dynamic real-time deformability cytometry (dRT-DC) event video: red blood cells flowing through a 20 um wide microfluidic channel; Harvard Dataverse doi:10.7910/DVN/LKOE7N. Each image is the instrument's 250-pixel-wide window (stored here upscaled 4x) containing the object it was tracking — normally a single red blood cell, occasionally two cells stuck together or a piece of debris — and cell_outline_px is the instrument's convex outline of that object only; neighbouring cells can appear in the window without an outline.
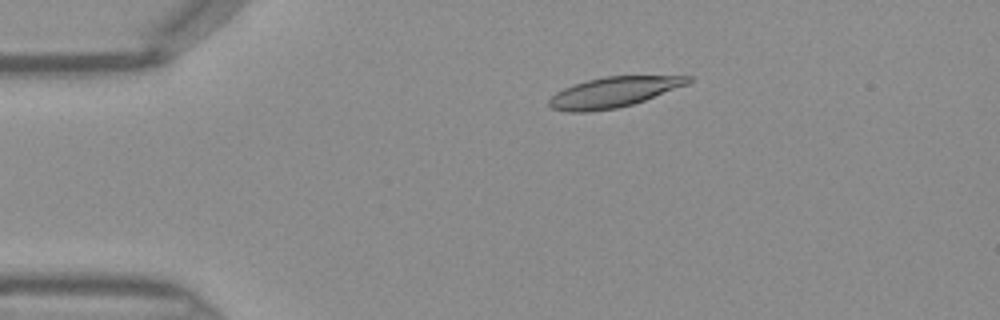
{"species": "Egyptian fruit bat (a non-hibernating species)", "species_latin": "Rousettus aegyptiacus", "temperature_condition": "warm", "stored_images_in_passage": 46, "camera_frame_rate_fps": 3000, "um_per_image_px": 0.085, "frame": {"image": 1, "passage_image": 9, "time_ms": 2.667, "image_size_px": [1000, 320], "cell_outline_px": [[692, 80], [688, 84], [644, 100], [632, 104], [616, 108], [588, 112], [568, 112], [552, 108], [548, 104], [548, 100], [556, 92], [572, 84], [604, 76], [692, 76]], "centroid_in_image_um": [52.12, 7.83], "position_along_channel_um": 32.9, "area_um2": 24.39}}
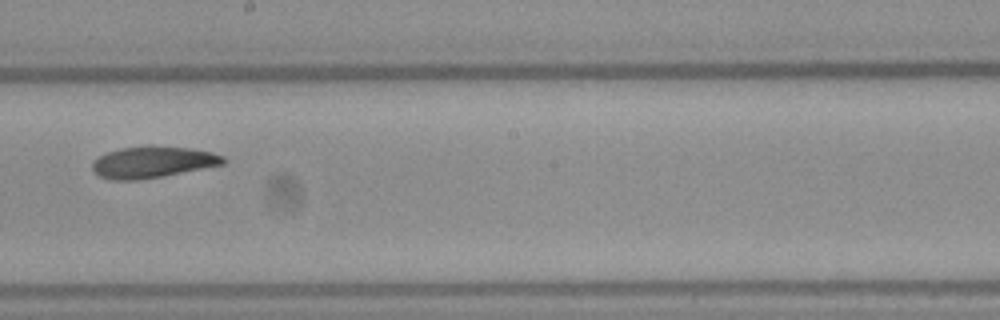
{"frame": {"image": 2, "passage_image": 26, "time_ms": 8.333, "image_size_px": [1000, 320], "cell_outline_px": [[228, 160], [224, 164], [140, 180], [108, 180], [100, 176], [92, 168], [92, 164], [100, 156], [108, 152], [120, 148], [148, 144], [152, 144], [192, 148], [212, 152], [224, 156]], "centroid_in_image_um": [13.01, 13.75], "position_along_channel_um": 235.2, "area_um2": 24.28}}
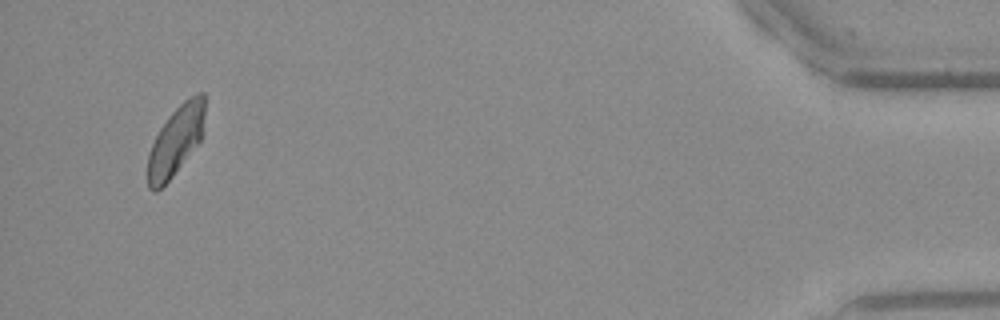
{"frame": {"image": 3, "passage_image": 44, "time_ms": 14.333, "image_size_px": [1000, 320], "cell_outline_px": [[204, 132], [200, 140], [172, 176], [156, 192], [152, 192], [148, 188], [148, 152], [160, 128], [168, 116], [188, 96], [196, 92], [204, 92]], "centroid_in_image_um": [14.95, 11.93], "position_along_channel_um": 420.3, "area_um2": 22.95}}